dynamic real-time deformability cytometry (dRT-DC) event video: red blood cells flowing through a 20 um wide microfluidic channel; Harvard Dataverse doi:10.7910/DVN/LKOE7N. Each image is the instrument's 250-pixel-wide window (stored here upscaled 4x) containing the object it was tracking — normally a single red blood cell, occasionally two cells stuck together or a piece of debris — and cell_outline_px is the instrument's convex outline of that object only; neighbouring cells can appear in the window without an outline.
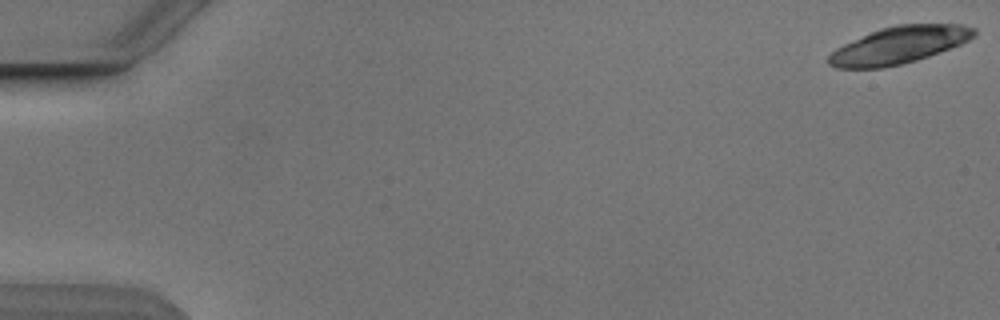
{"species": "Egyptian fruit bat (a non-hibernating species)", "species_latin": "Rousettus aegyptiacus", "temperature_condition": "cold", "stored_images_in_passage": 8, "camera_frame_rate_fps": 3000, "um_per_image_px": 0.085, "animal": {"sex": "male"}, "frame": {"image": 1, "passage_image": 1, "time_ms": 0.0, "image_size_px": [1000, 320], "cell_outline_px": [[976, 36], [960, 44], [928, 56], [916, 60], [900, 64], [880, 68], [836, 68], [828, 64], [828, 56], [836, 48], [844, 44], [880, 28], [896, 24], [960, 24], [976, 28]], "centroid_in_image_um": [76.42, 3.83], "position_along_channel_um": 8.6, "area_um2": 31.21}}
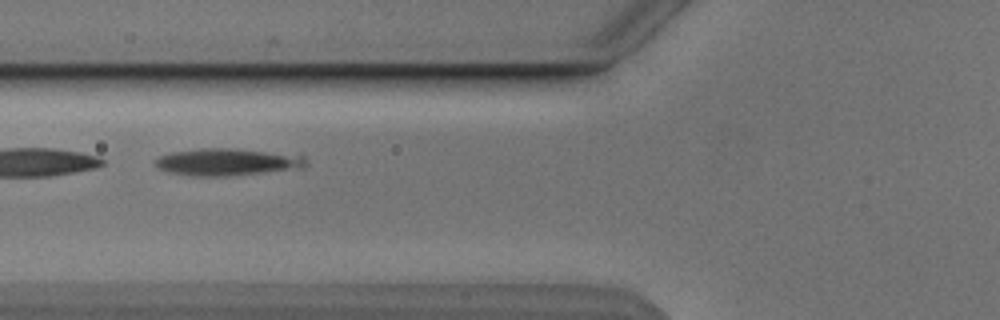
{"frame": {"image": 2, "passage_image": 6, "time_ms": 7.0, "image_size_px": [1000, 320], "cell_outline_px": [[308, 164], [304, 168], [228, 176], [192, 176], [172, 172], [160, 168], [156, 164], [156, 160], [160, 156], [172, 152], [200, 148], [236, 148], [300, 152], [304, 156]], "centroid_in_image_um": [19.52, 13.74], "position_along_channel_um": 106.3, "area_um2": 24.51}}
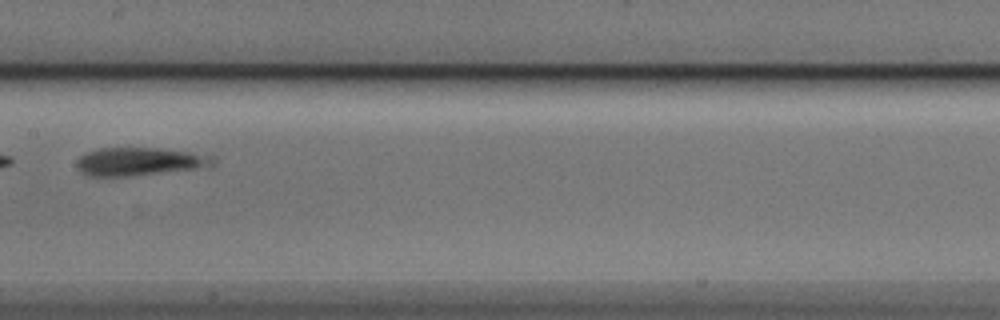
{"frame": {"image": 3, "passage_image": 8, "time_ms": 9.333, "image_size_px": [1000, 320], "cell_outline_px": [[216, 164], [212, 168], [128, 176], [88, 176], [80, 172], [76, 168], [76, 160], [84, 152], [96, 148], [160, 148], [216, 156]], "centroid_in_image_um": [11.91, 13.74], "position_along_channel_um": 195.5, "area_um2": 23.06}}